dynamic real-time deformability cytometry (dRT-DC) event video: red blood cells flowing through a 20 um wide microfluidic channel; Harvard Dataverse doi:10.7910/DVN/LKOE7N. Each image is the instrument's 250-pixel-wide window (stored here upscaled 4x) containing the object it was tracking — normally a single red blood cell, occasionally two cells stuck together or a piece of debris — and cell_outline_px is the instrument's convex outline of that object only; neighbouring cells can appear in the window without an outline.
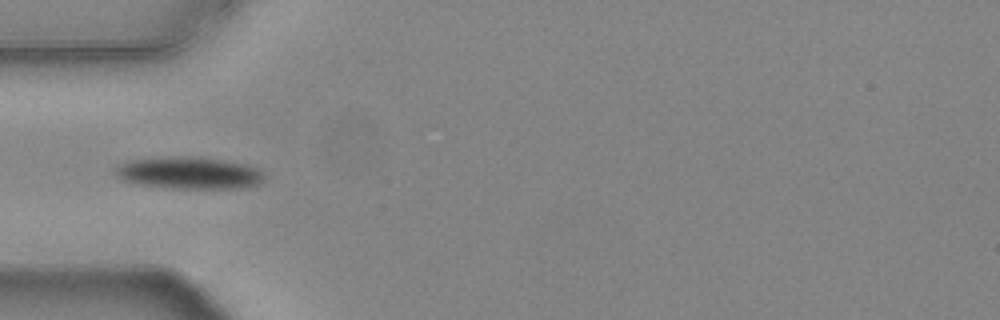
{"species": "common noctule bat (a hibernating species)", "species_latin": "Nyctalus noctula", "temperature_condition": "warm", "stored_images_in_passage": 3, "camera_frame_rate_fps": 3000, "um_per_image_px": 0.085, "animal": {"sex": "female", "body_mass_g": 24.6, "forearm_length_mm": 56.2}, "frame": {"image": 1, "passage_image": 1, "time_ms": 0.0, "image_size_px": [1000, 320], "cell_outline_px": [[264, 180], [260, 184], [240, 188], [176, 188], [136, 184], [120, 180], [116, 176], [116, 168], [120, 164], [128, 160], [172, 156], [200, 156], [248, 164], [256, 168], [264, 176]], "centroid_in_image_um": [16.06, 14.69], "position_along_channel_um": 68.9, "area_um2": 28.03}}